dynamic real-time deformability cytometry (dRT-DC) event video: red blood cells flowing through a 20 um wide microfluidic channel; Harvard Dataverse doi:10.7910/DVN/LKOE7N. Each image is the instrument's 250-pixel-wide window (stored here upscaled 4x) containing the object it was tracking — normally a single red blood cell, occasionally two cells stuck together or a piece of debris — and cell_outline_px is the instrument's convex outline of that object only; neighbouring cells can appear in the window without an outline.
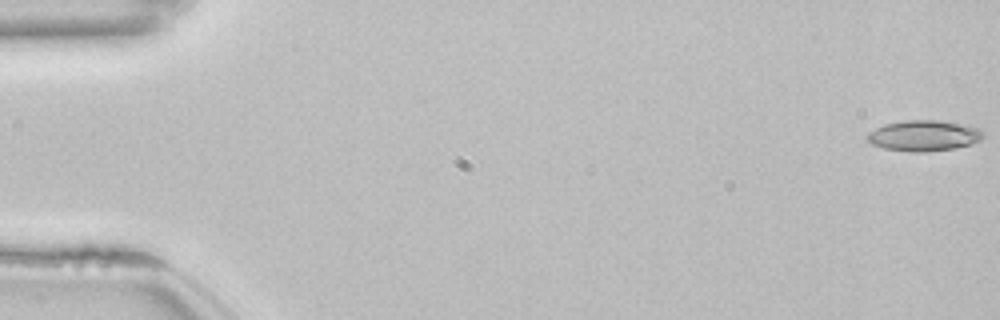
{"species": "common noctule bat (a hibernating species)", "species_latin": "Nyctalus noctula", "temperature_condition": "room temperature", "stored_images_in_passage": 54, "camera_frame_rate_fps": 3000, "um_per_image_px": 0.085, "animal": {"sex": "female", "body_mass_g": 22.7, "forearm_length_mm": 54.2}, "frame": {"image": 1, "passage_image": 1, "time_ms": 0.0, "image_size_px": [1000, 320], "cell_outline_px": [[984, 136], [980, 140], [972, 144], [956, 148], [924, 152], [912, 152], [884, 148], [872, 144], [868, 140], [868, 132], [884, 124], [904, 120], [940, 120], [980, 128], [984, 132]], "centroid_in_image_um": [78.55, 11.53], "position_along_channel_um": 6.4, "area_um2": 20.81}}
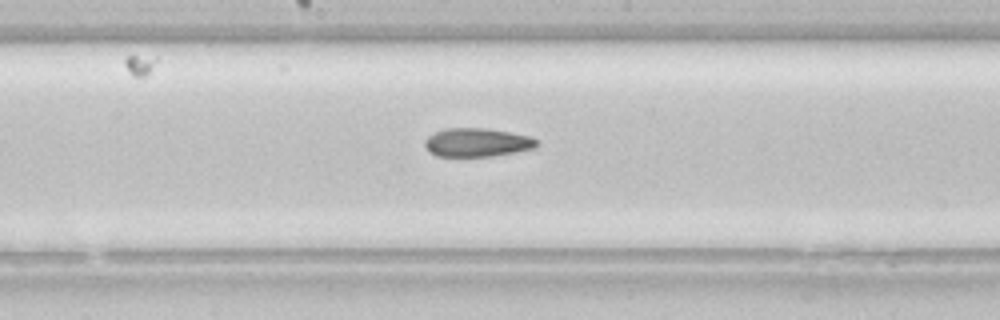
{"frame": {"image": 2, "passage_image": 29, "time_ms": 9.333, "image_size_px": [1000, 320], "cell_outline_px": [[540, 144], [536, 148], [516, 152], [492, 156], [436, 156], [428, 152], [424, 144], [424, 140], [428, 136], [444, 128], [488, 128], [532, 136]], "centroid_in_image_um": [40.57, 12.1], "position_along_channel_um": 207.6, "area_um2": 18.9}}
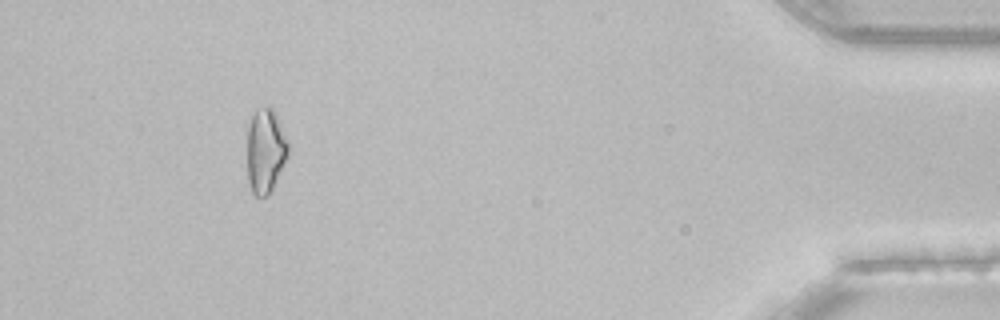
{"frame": {"image": 3, "passage_image": 50, "time_ms": 16.333, "image_size_px": [1000, 320], "cell_outline_px": [[292, 152], [268, 196], [256, 196], [252, 192], [248, 180], [248, 124], [256, 108], [264, 104], [268, 104], [272, 108], [288, 140]], "centroid_in_image_um": [22.6, 12.79], "position_along_channel_um": 412.6, "area_um2": 20.69}, "authors_computed_cell_mechanics": {"area_um2": 19.941, "velocity_mm_per_s": 3.857, "shape_relaxation_time_tau1_ms": null, "shape_relaxation_time_tau2_ms": 3.8678, "deformation_change_tau1": null, "deformation_change_tau2": 0.1109}}